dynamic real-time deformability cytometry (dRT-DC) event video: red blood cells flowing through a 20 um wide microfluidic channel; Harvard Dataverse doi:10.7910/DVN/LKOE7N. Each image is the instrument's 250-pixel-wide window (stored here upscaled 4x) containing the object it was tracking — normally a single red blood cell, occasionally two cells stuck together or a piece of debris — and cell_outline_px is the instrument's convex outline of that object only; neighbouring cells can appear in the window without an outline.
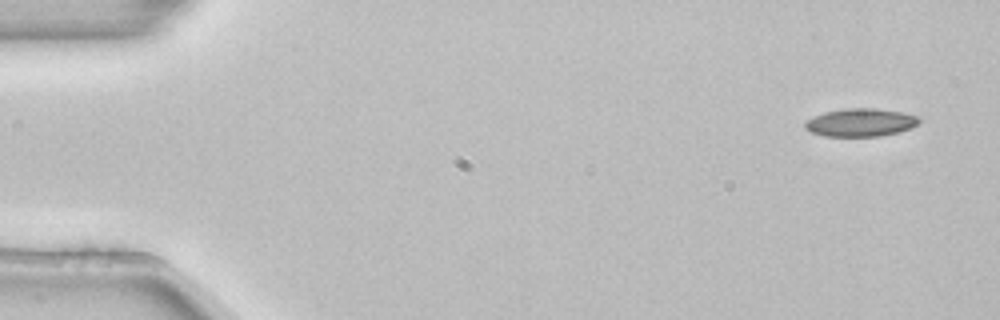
{"species": "common noctule bat (a hibernating species)", "species_latin": "Nyctalus noctula", "temperature_condition": "room temperature", "stored_images_in_passage": 4, "camera_frame_rate_fps": 3000, "um_per_image_px": 0.085, "animal": {"sex": "female", "body_mass_g": 22.7, "forearm_length_mm": 54.2}, "frame": {"image": 1, "passage_image": 1, "time_ms": 0.0, "image_size_px": [1000, 320], "cell_outline_px": [[920, 120], [912, 128], [880, 136], [824, 136], [812, 132], [804, 128], [804, 124], [812, 116], [824, 112], [848, 108], [876, 108], [900, 112], [916, 116]], "centroid_in_image_um": [73.11, 10.41], "position_along_channel_um": 11.9, "area_um2": 18.44}}
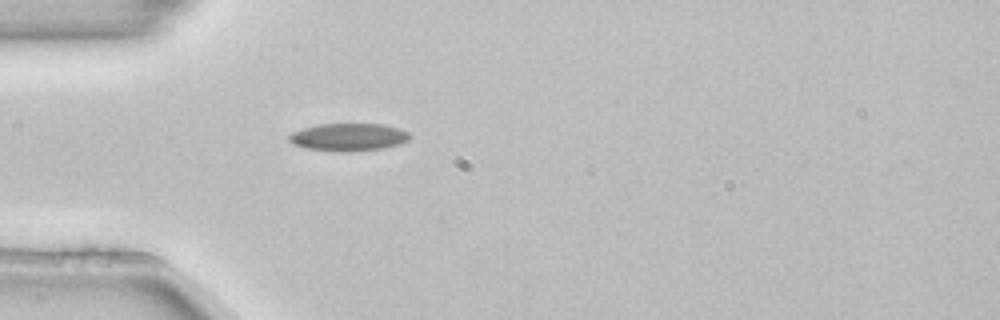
{"frame": {"image": 2, "passage_image": 4, "time_ms": 1.0, "image_size_px": [1000, 320], "cell_outline_px": [[412, 136], [408, 140], [400, 144], [384, 148], [340, 152], [304, 148], [292, 144], [288, 140], [288, 136], [292, 132], [304, 128], [320, 124], [384, 124], [400, 128], [408, 132]], "centroid_in_image_um": [29.63, 11.65], "position_along_channel_um": 55.4, "area_um2": 19.54}}